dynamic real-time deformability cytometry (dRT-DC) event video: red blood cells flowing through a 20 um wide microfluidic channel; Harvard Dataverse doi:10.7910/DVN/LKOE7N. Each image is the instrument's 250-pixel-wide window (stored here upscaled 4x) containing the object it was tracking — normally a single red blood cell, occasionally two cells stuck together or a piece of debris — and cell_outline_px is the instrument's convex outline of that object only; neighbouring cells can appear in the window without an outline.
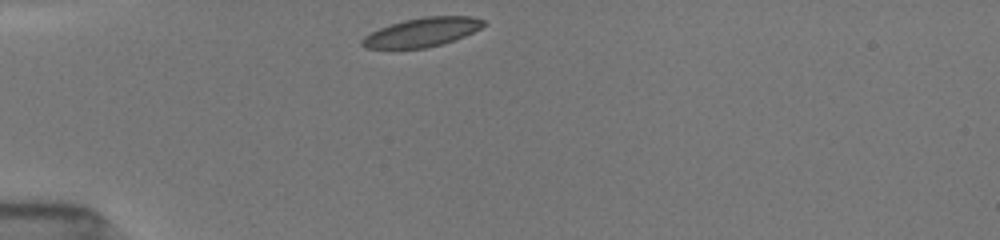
{"species": "common noctule bat (a hibernating species)", "species_latin": "Nyctalus noctula", "temperature_condition": "room temperature", "stored_images_in_passage": 56, "camera_frame_rate_fps": 3000, "um_per_image_px": 0.085, "animal": {"sex": "female", "body_mass_g": 19.5, "forearm_length_mm": 54.1}, "frame": {"image": 1, "passage_image": 1, "time_ms": 0.0, "image_size_px": [1000, 240], "cell_outline_px": [[488, 24], [464, 36], [440, 44], [424, 48], [364, 48], [360, 44], [360, 40], [364, 36], [380, 28], [404, 20], [424, 16], [472, 16], [484, 20]], "centroid_in_image_um": [35.87, 2.73], "position_along_channel_um": 49.1, "area_um2": 20.29}}
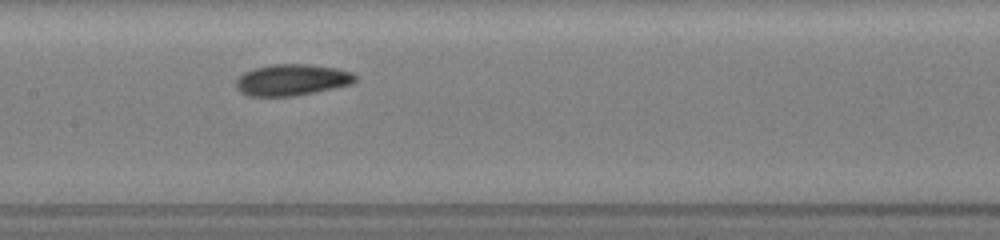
{"frame": {"image": 2, "passage_image": 20, "time_ms": 4.0, "image_size_px": [1000, 240], "cell_outline_px": [[356, 80], [352, 84], [316, 92], [296, 96], [248, 96], [240, 92], [236, 88], [236, 80], [244, 72], [256, 68], [272, 64], [308, 64], [336, 68], [352, 72], [356, 76]], "centroid_in_image_um": [24.82, 6.8], "position_along_channel_um": 182.6, "area_um2": 21.85}}
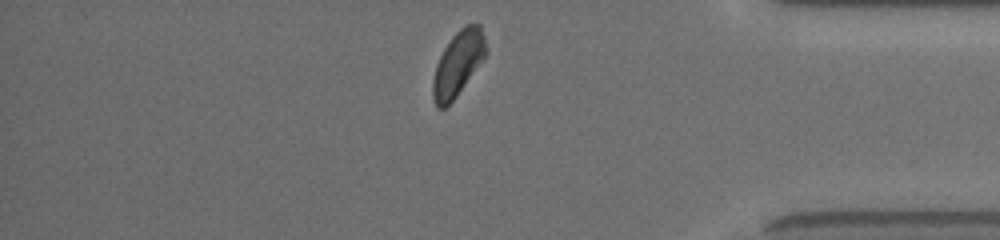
{"frame": {"image": 3, "passage_image": 46, "time_ms": 10.0, "image_size_px": [1000, 240], "cell_outline_px": [[488, 52], [456, 96], [444, 108], [436, 108], [432, 100], [432, 80], [436, 64], [444, 48], [452, 36], [464, 24], [480, 24], [484, 36]], "centroid_in_image_um": [38.91, 5.39], "position_along_channel_um": 396.3, "area_um2": 19.94}}